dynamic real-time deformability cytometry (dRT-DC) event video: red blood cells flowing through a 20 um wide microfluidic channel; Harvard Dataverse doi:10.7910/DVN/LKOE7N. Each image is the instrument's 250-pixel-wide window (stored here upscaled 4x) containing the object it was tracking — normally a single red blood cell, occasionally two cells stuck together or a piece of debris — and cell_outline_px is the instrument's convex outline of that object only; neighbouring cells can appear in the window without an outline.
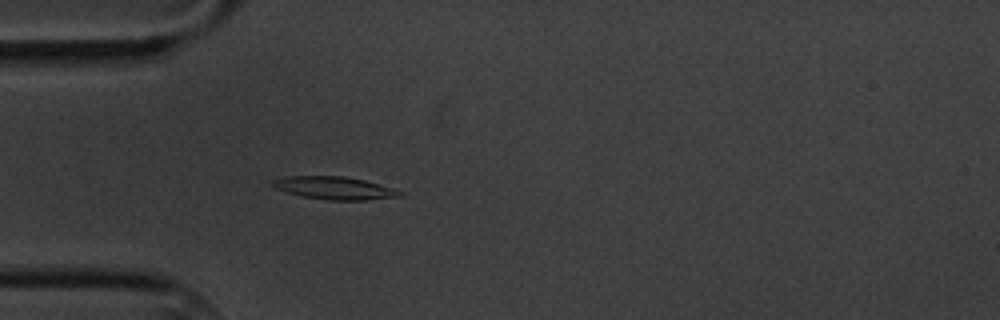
{"species": "common noctule bat (a hibernating species)", "species_latin": "Nyctalus noctula", "temperature_condition": "cold", "stored_images_in_passage": 4, "camera_frame_rate_fps": 3000, "um_per_image_px": 0.085, "animal": {"sex": "male", "body_mass_g": 20.1, "forearm_length_mm": 53.5}, "frame": {"image": 1, "passage_image": 4, "time_ms": 3.667, "image_size_px": [1000, 320], "cell_outline_px": [[404, 196], [368, 200], [328, 200], [304, 196], [288, 192], [276, 188], [272, 184], [272, 180], [288, 176], [344, 176], [364, 180], [392, 188], [404, 192]], "centroid_in_image_um": [28.49, 15.98], "position_along_channel_um": 56.5, "area_um2": 16.7}}